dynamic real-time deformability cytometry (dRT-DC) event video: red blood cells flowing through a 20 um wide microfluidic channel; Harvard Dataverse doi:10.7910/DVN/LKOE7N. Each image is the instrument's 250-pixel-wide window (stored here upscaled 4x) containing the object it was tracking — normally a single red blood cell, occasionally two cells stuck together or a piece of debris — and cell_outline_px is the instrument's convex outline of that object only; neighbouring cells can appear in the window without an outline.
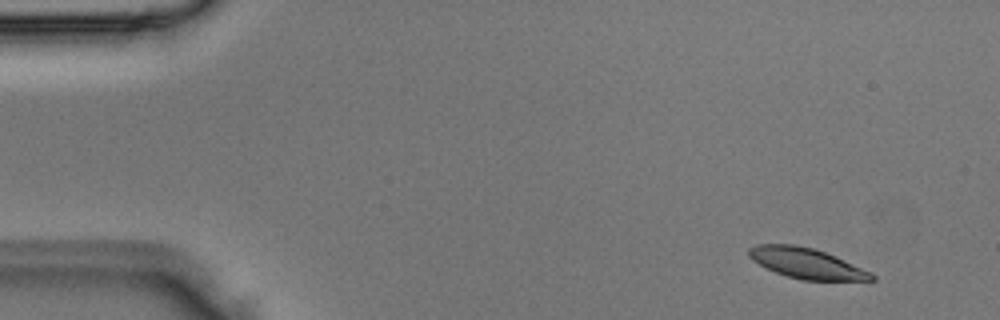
{"species": "Egyptian fruit bat (a non-hibernating species)", "species_latin": "Rousettus aegyptiacus", "temperature_condition": "room temperature", "stored_images_in_passage": 4, "camera_frame_rate_fps": 3000, "um_per_image_px": 0.085, "animal": {"sex": "male"}, "frame": {"image": 1, "passage_image": 1, "time_ms": 0.0, "image_size_px": [1000, 320], "cell_outline_px": [[876, 280], [804, 280], [788, 276], [776, 272], [752, 260], [748, 256], [748, 248], [756, 244], [796, 244], [812, 248], [824, 252], [844, 260], [872, 272], [876, 276]], "centroid_in_image_um": [68.55, 22.37], "position_along_channel_um": 16.4, "area_um2": 21.56}}